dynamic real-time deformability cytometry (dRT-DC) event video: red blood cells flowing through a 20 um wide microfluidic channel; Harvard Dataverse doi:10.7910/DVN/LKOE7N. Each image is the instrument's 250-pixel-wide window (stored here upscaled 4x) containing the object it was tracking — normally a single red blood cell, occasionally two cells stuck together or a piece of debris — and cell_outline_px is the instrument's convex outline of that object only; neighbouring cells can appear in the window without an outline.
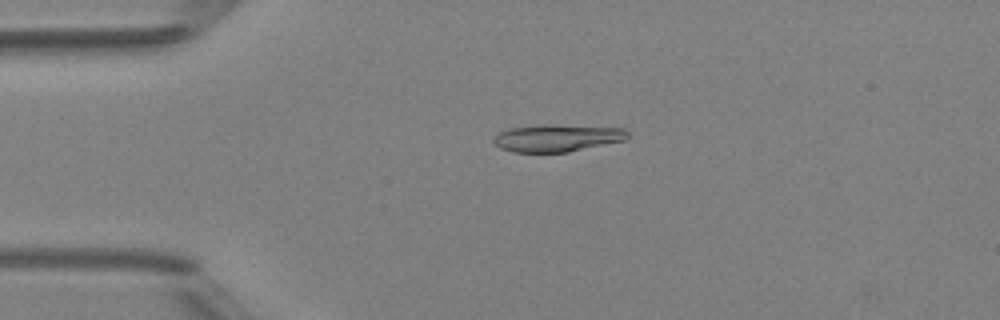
{"species": "Egyptian fruit bat (a non-hibernating species)", "species_latin": "Rousettus aegyptiacus", "temperature_condition": "room temperature", "stored_images_in_passage": 48, "camera_frame_rate_fps": 3000, "um_per_image_px": 0.085, "animal": {"sex": "female"}, "frame": {"image": 1, "passage_image": 11, "time_ms": 3.333, "image_size_px": [1000, 320], "cell_outline_px": [[628, 136], [624, 140], [568, 152], [512, 152], [500, 148], [492, 140], [500, 132], [508, 128], [536, 124], [556, 124], [624, 128], [628, 132]], "centroid_in_image_um": [47.33, 11.71], "position_along_channel_um": 37.7, "area_um2": 21.44}}
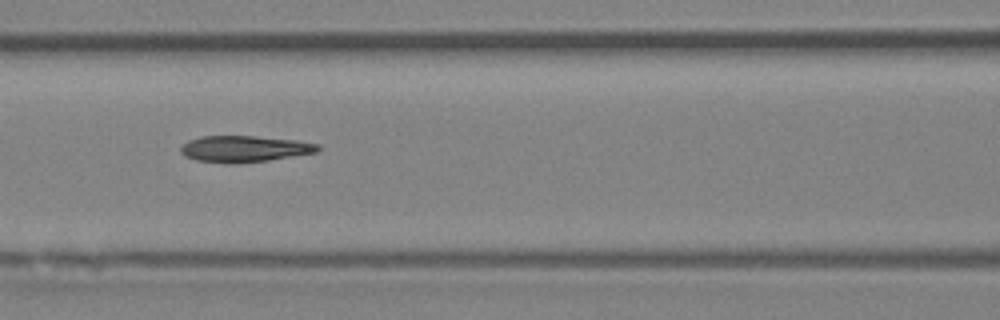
{"frame": {"image": 2, "passage_image": 21, "time_ms": 6.667, "image_size_px": [1000, 320], "cell_outline_px": [[320, 148], [316, 152], [268, 160], [236, 164], [228, 164], [196, 160], [184, 156], [180, 152], [180, 148], [188, 140], [200, 136], [256, 136], [296, 140], [320, 144]], "centroid_in_image_um": [20.74, 12.65], "position_along_channel_um": 145.9, "area_um2": 21.15}}
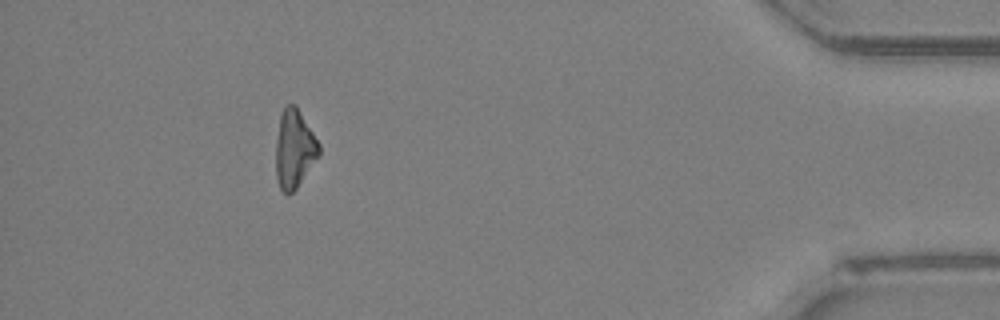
{"frame": {"image": 3, "passage_image": 44, "time_ms": 14.333, "image_size_px": [1000, 320], "cell_outline_px": [[320, 156], [296, 188], [288, 196], [280, 188], [276, 180], [276, 140], [280, 112], [284, 104], [296, 104], [320, 144]], "centroid_in_image_um": [25.01, 12.63], "position_along_channel_um": 410.2, "area_um2": 20.06}, "authors_computed_cell_mechanics": {"area_um2": 20.8658, "velocity_mm_per_s": 4.2215, "shape_relaxation_time_tau1_ms": 6.8355, "shape_relaxation_time_tau2_ms": 3.8146, "deformation_change_tau1": 0.2019, "deformation_change_tau2": 0.119}}